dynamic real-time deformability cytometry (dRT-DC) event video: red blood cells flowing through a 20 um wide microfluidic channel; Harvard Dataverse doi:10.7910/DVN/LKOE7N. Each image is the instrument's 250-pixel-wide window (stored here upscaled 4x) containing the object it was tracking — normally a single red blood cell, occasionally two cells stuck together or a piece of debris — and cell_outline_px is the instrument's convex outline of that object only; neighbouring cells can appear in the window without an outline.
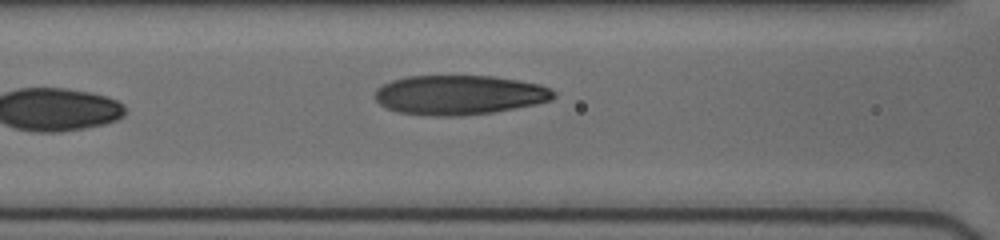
{"species": "human", "species_latin": "Homo sapiens", "temperature_condition": "cold", "stored_images_in_passage": 23, "camera_frame_rate_fps": 3000, "um_per_image_px": 0.085, "donor": {"sex": "female"}, "frame": {"image": 1, "passage_image": 10, "time_ms": 7.667, "image_size_px": [1000, 240], "cell_outline_px": [[556, 96], [552, 100], [536, 104], [492, 112], [460, 116], [436, 116], [400, 112], [388, 108], [380, 104], [376, 100], [376, 88], [392, 80], [408, 76], [492, 76], [520, 80], [540, 84], [556, 92]], "centroid_in_image_um": [39.07, 8.06], "position_along_channel_um": 127.5, "area_um2": 41.04}}
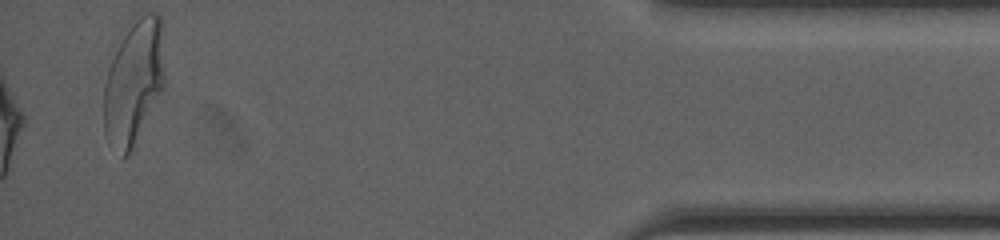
{"frame": {"image": 2, "passage_image": 23, "time_ms": 16.667, "image_size_px": [1000, 240], "cell_outline_px": [[164, 88], [132, 148], [124, 156], [120, 156], [108, 144], [104, 132], [104, 84], [108, 52], [136, 12], [156, 12], [160, 16], [164, 72]], "centroid_in_image_um": [11.3, 6.85], "position_along_channel_um": 423.9, "area_um2": 45.72}, "authors_computed_cell_mechanics": {"area_um2": 32.5992, "velocity_mm_per_s": 3.9188, "shape_relaxation_time_tau1_ms": 1.7447, "shape_relaxation_time_tau2_ms": 1.244, "deformation_change_tau1": 0.1855, "deformation_change_tau2": 0.0487}}